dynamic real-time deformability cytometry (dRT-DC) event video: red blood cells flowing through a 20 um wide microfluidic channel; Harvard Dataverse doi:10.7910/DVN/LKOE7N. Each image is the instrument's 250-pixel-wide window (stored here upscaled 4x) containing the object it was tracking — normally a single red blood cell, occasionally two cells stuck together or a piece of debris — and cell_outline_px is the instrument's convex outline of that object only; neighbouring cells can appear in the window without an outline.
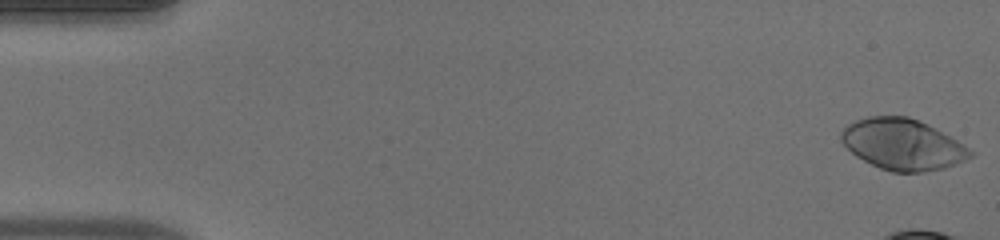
{"species": "human", "species_latin": "Homo sapiens", "temperature_condition": "warm", "stored_images_in_passage": 13, "camera_frame_rate_fps": 3000, "um_per_image_px": 0.085, "donor": {"sex": "male"}, "frame": {"image": 1, "passage_image": 1, "time_ms": 0.0, "image_size_px": [1000, 240], "cell_outline_px": [[976, 152], [972, 156], [964, 160], [944, 168], [924, 172], [892, 172], [880, 168], [856, 156], [840, 140], [840, 132], [848, 124], [856, 120], [868, 116], [908, 116], [928, 124], [956, 140]], "centroid_in_image_um": [76.72, 12.27], "position_along_channel_um": 8.3, "area_um2": 38.21}}